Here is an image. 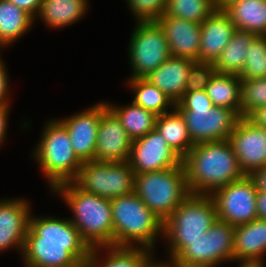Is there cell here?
I'll return each instance as SVG.
<instances>
[{"label": "cell", "mask_w": 266, "mask_h": 267, "mask_svg": "<svg viewBox=\"0 0 266 267\" xmlns=\"http://www.w3.org/2000/svg\"><path fill=\"white\" fill-rule=\"evenodd\" d=\"M10 105H0V146L3 144L5 137L7 136V125H8V117Z\"/></svg>", "instance_id": "obj_38"}, {"label": "cell", "mask_w": 266, "mask_h": 267, "mask_svg": "<svg viewBox=\"0 0 266 267\" xmlns=\"http://www.w3.org/2000/svg\"><path fill=\"white\" fill-rule=\"evenodd\" d=\"M206 93L214 106L231 109L240 117L239 75L214 72L206 86Z\"/></svg>", "instance_id": "obj_26"}, {"label": "cell", "mask_w": 266, "mask_h": 267, "mask_svg": "<svg viewBox=\"0 0 266 267\" xmlns=\"http://www.w3.org/2000/svg\"><path fill=\"white\" fill-rule=\"evenodd\" d=\"M175 107L185 119L193 144L229 139L240 118L231 109L214 106L206 90L185 92Z\"/></svg>", "instance_id": "obj_6"}, {"label": "cell", "mask_w": 266, "mask_h": 267, "mask_svg": "<svg viewBox=\"0 0 266 267\" xmlns=\"http://www.w3.org/2000/svg\"><path fill=\"white\" fill-rule=\"evenodd\" d=\"M128 162L134 174H142L178 167L182 164V158L155 129L132 141Z\"/></svg>", "instance_id": "obj_13"}, {"label": "cell", "mask_w": 266, "mask_h": 267, "mask_svg": "<svg viewBox=\"0 0 266 267\" xmlns=\"http://www.w3.org/2000/svg\"><path fill=\"white\" fill-rule=\"evenodd\" d=\"M157 116L155 129L165 138L168 145L183 159L194 146L185 119L175 107Z\"/></svg>", "instance_id": "obj_25"}, {"label": "cell", "mask_w": 266, "mask_h": 267, "mask_svg": "<svg viewBox=\"0 0 266 267\" xmlns=\"http://www.w3.org/2000/svg\"><path fill=\"white\" fill-rule=\"evenodd\" d=\"M237 30L266 36V0H241L223 9Z\"/></svg>", "instance_id": "obj_23"}, {"label": "cell", "mask_w": 266, "mask_h": 267, "mask_svg": "<svg viewBox=\"0 0 266 267\" xmlns=\"http://www.w3.org/2000/svg\"><path fill=\"white\" fill-rule=\"evenodd\" d=\"M134 192L165 221L190 194L183 164L161 171L135 174Z\"/></svg>", "instance_id": "obj_8"}, {"label": "cell", "mask_w": 266, "mask_h": 267, "mask_svg": "<svg viewBox=\"0 0 266 267\" xmlns=\"http://www.w3.org/2000/svg\"><path fill=\"white\" fill-rule=\"evenodd\" d=\"M235 226L221 220L201 238L188 244L171 262L172 267H218L233 262Z\"/></svg>", "instance_id": "obj_9"}, {"label": "cell", "mask_w": 266, "mask_h": 267, "mask_svg": "<svg viewBox=\"0 0 266 267\" xmlns=\"http://www.w3.org/2000/svg\"><path fill=\"white\" fill-rule=\"evenodd\" d=\"M132 141L120 120L107 107L106 101H101L94 161H129Z\"/></svg>", "instance_id": "obj_14"}, {"label": "cell", "mask_w": 266, "mask_h": 267, "mask_svg": "<svg viewBox=\"0 0 266 267\" xmlns=\"http://www.w3.org/2000/svg\"><path fill=\"white\" fill-rule=\"evenodd\" d=\"M157 259H155V261L149 266V267H172V265L169 262H163L161 261H156Z\"/></svg>", "instance_id": "obj_43"}, {"label": "cell", "mask_w": 266, "mask_h": 267, "mask_svg": "<svg viewBox=\"0 0 266 267\" xmlns=\"http://www.w3.org/2000/svg\"><path fill=\"white\" fill-rule=\"evenodd\" d=\"M110 204L113 246H136L154 251L158 237L163 236L164 221L135 192L113 198Z\"/></svg>", "instance_id": "obj_4"}, {"label": "cell", "mask_w": 266, "mask_h": 267, "mask_svg": "<svg viewBox=\"0 0 266 267\" xmlns=\"http://www.w3.org/2000/svg\"><path fill=\"white\" fill-rule=\"evenodd\" d=\"M182 164L190 194L212 195L245 176L229 139L194 144Z\"/></svg>", "instance_id": "obj_2"}, {"label": "cell", "mask_w": 266, "mask_h": 267, "mask_svg": "<svg viewBox=\"0 0 266 267\" xmlns=\"http://www.w3.org/2000/svg\"><path fill=\"white\" fill-rule=\"evenodd\" d=\"M251 176L256 182L257 189L266 192V166L259 168Z\"/></svg>", "instance_id": "obj_41"}, {"label": "cell", "mask_w": 266, "mask_h": 267, "mask_svg": "<svg viewBox=\"0 0 266 267\" xmlns=\"http://www.w3.org/2000/svg\"><path fill=\"white\" fill-rule=\"evenodd\" d=\"M229 141L245 175H252L266 166L265 128L256 126L246 117H240Z\"/></svg>", "instance_id": "obj_15"}, {"label": "cell", "mask_w": 266, "mask_h": 267, "mask_svg": "<svg viewBox=\"0 0 266 267\" xmlns=\"http://www.w3.org/2000/svg\"><path fill=\"white\" fill-rule=\"evenodd\" d=\"M163 30L171 56L198 62L201 24L163 15L155 21Z\"/></svg>", "instance_id": "obj_18"}, {"label": "cell", "mask_w": 266, "mask_h": 267, "mask_svg": "<svg viewBox=\"0 0 266 267\" xmlns=\"http://www.w3.org/2000/svg\"><path fill=\"white\" fill-rule=\"evenodd\" d=\"M236 1H241V0H217V7L220 9H224L228 4L234 3Z\"/></svg>", "instance_id": "obj_42"}, {"label": "cell", "mask_w": 266, "mask_h": 267, "mask_svg": "<svg viewBox=\"0 0 266 267\" xmlns=\"http://www.w3.org/2000/svg\"><path fill=\"white\" fill-rule=\"evenodd\" d=\"M233 254L238 264H263L266 254V220L256 218L235 226Z\"/></svg>", "instance_id": "obj_20"}, {"label": "cell", "mask_w": 266, "mask_h": 267, "mask_svg": "<svg viewBox=\"0 0 266 267\" xmlns=\"http://www.w3.org/2000/svg\"><path fill=\"white\" fill-rule=\"evenodd\" d=\"M218 220L211 195L189 194L164 221L163 238L171 262L188 244L201 238Z\"/></svg>", "instance_id": "obj_5"}, {"label": "cell", "mask_w": 266, "mask_h": 267, "mask_svg": "<svg viewBox=\"0 0 266 267\" xmlns=\"http://www.w3.org/2000/svg\"><path fill=\"white\" fill-rule=\"evenodd\" d=\"M127 84L134 91L133 103L155 113L157 116L171 111L176 104L158 87L145 78L127 79ZM169 110V111H168Z\"/></svg>", "instance_id": "obj_30"}, {"label": "cell", "mask_w": 266, "mask_h": 267, "mask_svg": "<svg viewBox=\"0 0 266 267\" xmlns=\"http://www.w3.org/2000/svg\"><path fill=\"white\" fill-rule=\"evenodd\" d=\"M4 61L0 55V105H10L9 99V78L7 74V69L5 67Z\"/></svg>", "instance_id": "obj_36"}, {"label": "cell", "mask_w": 266, "mask_h": 267, "mask_svg": "<svg viewBox=\"0 0 266 267\" xmlns=\"http://www.w3.org/2000/svg\"><path fill=\"white\" fill-rule=\"evenodd\" d=\"M24 198L0 200V252L17 248L22 255L31 214Z\"/></svg>", "instance_id": "obj_16"}, {"label": "cell", "mask_w": 266, "mask_h": 267, "mask_svg": "<svg viewBox=\"0 0 266 267\" xmlns=\"http://www.w3.org/2000/svg\"><path fill=\"white\" fill-rule=\"evenodd\" d=\"M34 19L8 0H0V49L16 42L32 29Z\"/></svg>", "instance_id": "obj_27"}, {"label": "cell", "mask_w": 266, "mask_h": 267, "mask_svg": "<svg viewBox=\"0 0 266 267\" xmlns=\"http://www.w3.org/2000/svg\"><path fill=\"white\" fill-rule=\"evenodd\" d=\"M214 72L213 63L195 62L190 67L185 92L206 90V86Z\"/></svg>", "instance_id": "obj_35"}, {"label": "cell", "mask_w": 266, "mask_h": 267, "mask_svg": "<svg viewBox=\"0 0 266 267\" xmlns=\"http://www.w3.org/2000/svg\"><path fill=\"white\" fill-rule=\"evenodd\" d=\"M253 124L266 129V105L258 107L252 111L247 117Z\"/></svg>", "instance_id": "obj_39"}, {"label": "cell", "mask_w": 266, "mask_h": 267, "mask_svg": "<svg viewBox=\"0 0 266 267\" xmlns=\"http://www.w3.org/2000/svg\"><path fill=\"white\" fill-rule=\"evenodd\" d=\"M266 77V36H256L248 46L240 79Z\"/></svg>", "instance_id": "obj_32"}, {"label": "cell", "mask_w": 266, "mask_h": 267, "mask_svg": "<svg viewBox=\"0 0 266 267\" xmlns=\"http://www.w3.org/2000/svg\"><path fill=\"white\" fill-rule=\"evenodd\" d=\"M134 177L128 161H85L72 182L85 192L111 200L133 193Z\"/></svg>", "instance_id": "obj_10"}, {"label": "cell", "mask_w": 266, "mask_h": 267, "mask_svg": "<svg viewBox=\"0 0 266 267\" xmlns=\"http://www.w3.org/2000/svg\"><path fill=\"white\" fill-rule=\"evenodd\" d=\"M103 249L107 250L105 259L100 256ZM152 253L151 249L136 246L97 247L91 250L84 267H149L155 261Z\"/></svg>", "instance_id": "obj_22"}, {"label": "cell", "mask_w": 266, "mask_h": 267, "mask_svg": "<svg viewBox=\"0 0 266 267\" xmlns=\"http://www.w3.org/2000/svg\"><path fill=\"white\" fill-rule=\"evenodd\" d=\"M136 22L156 21L163 16L167 0H125Z\"/></svg>", "instance_id": "obj_34"}, {"label": "cell", "mask_w": 266, "mask_h": 267, "mask_svg": "<svg viewBox=\"0 0 266 267\" xmlns=\"http://www.w3.org/2000/svg\"><path fill=\"white\" fill-rule=\"evenodd\" d=\"M8 1L13 3L19 9L24 10L34 19V21H36L43 0H8Z\"/></svg>", "instance_id": "obj_37"}, {"label": "cell", "mask_w": 266, "mask_h": 267, "mask_svg": "<svg viewBox=\"0 0 266 267\" xmlns=\"http://www.w3.org/2000/svg\"><path fill=\"white\" fill-rule=\"evenodd\" d=\"M266 105V77L241 79L240 117Z\"/></svg>", "instance_id": "obj_33"}, {"label": "cell", "mask_w": 266, "mask_h": 267, "mask_svg": "<svg viewBox=\"0 0 266 267\" xmlns=\"http://www.w3.org/2000/svg\"><path fill=\"white\" fill-rule=\"evenodd\" d=\"M67 129L76 156L82 161H94L97 130L100 123V102L82 112L59 120Z\"/></svg>", "instance_id": "obj_17"}, {"label": "cell", "mask_w": 266, "mask_h": 267, "mask_svg": "<svg viewBox=\"0 0 266 267\" xmlns=\"http://www.w3.org/2000/svg\"><path fill=\"white\" fill-rule=\"evenodd\" d=\"M91 250L70 219L31 212L22 251L25 267H84Z\"/></svg>", "instance_id": "obj_1"}, {"label": "cell", "mask_w": 266, "mask_h": 267, "mask_svg": "<svg viewBox=\"0 0 266 267\" xmlns=\"http://www.w3.org/2000/svg\"><path fill=\"white\" fill-rule=\"evenodd\" d=\"M195 61L170 56L163 64L145 77L176 104L185 93L190 67Z\"/></svg>", "instance_id": "obj_21"}, {"label": "cell", "mask_w": 266, "mask_h": 267, "mask_svg": "<svg viewBox=\"0 0 266 267\" xmlns=\"http://www.w3.org/2000/svg\"><path fill=\"white\" fill-rule=\"evenodd\" d=\"M236 30L229 15L223 9L216 8L201 23L198 62L214 64Z\"/></svg>", "instance_id": "obj_19"}, {"label": "cell", "mask_w": 266, "mask_h": 267, "mask_svg": "<svg viewBox=\"0 0 266 267\" xmlns=\"http://www.w3.org/2000/svg\"><path fill=\"white\" fill-rule=\"evenodd\" d=\"M217 7V0H167L163 15L202 23Z\"/></svg>", "instance_id": "obj_31"}, {"label": "cell", "mask_w": 266, "mask_h": 267, "mask_svg": "<svg viewBox=\"0 0 266 267\" xmlns=\"http://www.w3.org/2000/svg\"><path fill=\"white\" fill-rule=\"evenodd\" d=\"M127 49L132 69L129 79L145 78L171 56L165 34L155 21L137 22Z\"/></svg>", "instance_id": "obj_11"}, {"label": "cell", "mask_w": 266, "mask_h": 267, "mask_svg": "<svg viewBox=\"0 0 266 267\" xmlns=\"http://www.w3.org/2000/svg\"><path fill=\"white\" fill-rule=\"evenodd\" d=\"M88 9V0H43L37 17L49 28L62 29L79 21Z\"/></svg>", "instance_id": "obj_24"}, {"label": "cell", "mask_w": 266, "mask_h": 267, "mask_svg": "<svg viewBox=\"0 0 266 267\" xmlns=\"http://www.w3.org/2000/svg\"><path fill=\"white\" fill-rule=\"evenodd\" d=\"M57 193L73 214L72 224L91 249L113 246V221L110 199L88 193L73 182L55 187Z\"/></svg>", "instance_id": "obj_3"}, {"label": "cell", "mask_w": 266, "mask_h": 267, "mask_svg": "<svg viewBox=\"0 0 266 267\" xmlns=\"http://www.w3.org/2000/svg\"><path fill=\"white\" fill-rule=\"evenodd\" d=\"M33 157L49 182L50 190L72 182L83 162L74 153L66 127L59 119L46 122Z\"/></svg>", "instance_id": "obj_7"}, {"label": "cell", "mask_w": 266, "mask_h": 267, "mask_svg": "<svg viewBox=\"0 0 266 267\" xmlns=\"http://www.w3.org/2000/svg\"><path fill=\"white\" fill-rule=\"evenodd\" d=\"M238 267H266L263 264H239Z\"/></svg>", "instance_id": "obj_44"}, {"label": "cell", "mask_w": 266, "mask_h": 267, "mask_svg": "<svg viewBox=\"0 0 266 267\" xmlns=\"http://www.w3.org/2000/svg\"><path fill=\"white\" fill-rule=\"evenodd\" d=\"M257 218L266 220V192L257 191Z\"/></svg>", "instance_id": "obj_40"}, {"label": "cell", "mask_w": 266, "mask_h": 267, "mask_svg": "<svg viewBox=\"0 0 266 267\" xmlns=\"http://www.w3.org/2000/svg\"><path fill=\"white\" fill-rule=\"evenodd\" d=\"M256 36L252 32L236 30L214 63L215 72L240 75L246 60V53H248V46Z\"/></svg>", "instance_id": "obj_29"}, {"label": "cell", "mask_w": 266, "mask_h": 267, "mask_svg": "<svg viewBox=\"0 0 266 267\" xmlns=\"http://www.w3.org/2000/svg\"><path fill=\"white\" fill-rule=\"evenodd\" d=\"M257 185L251 175L232 181L211 196L217 209V218L230 225L249 223L257 218Z\"/></svg>", "instance_id": "obj_12"}, {"label": "cell", "mask_w": 266, "mask_h": 267, "mask_svg": "<svg viewBox=\"0 0 266 267\" xmlns=\"http://www.w3.org/2000/svg\"><path fill=\"white\" fill-rule=\"evenodd\" d=\"M107 107L120 120L128 136L135 140L155 130L157 115L131 101L127 106L106 102Z\"/></svg>", "instance_id": "obj_28"}]
</instances>
